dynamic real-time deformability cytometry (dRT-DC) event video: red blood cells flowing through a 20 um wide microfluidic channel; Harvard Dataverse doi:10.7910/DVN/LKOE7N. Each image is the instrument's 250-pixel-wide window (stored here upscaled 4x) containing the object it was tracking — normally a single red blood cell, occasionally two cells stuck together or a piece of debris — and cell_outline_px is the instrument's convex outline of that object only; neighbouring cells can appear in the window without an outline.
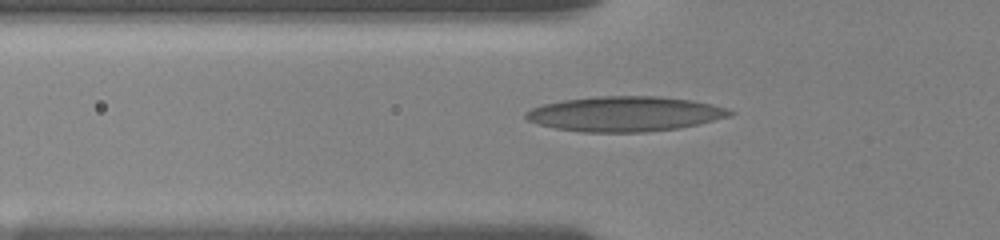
{"species": "human", "species_latin": "Homo sapiens", "temperature_condition": "room temperature", "stored_images_in_passage": 29, "camera_frame_rate_fps": 3000, "um_per_image_px": 0.085, "donor": {"sex": "female"}, "frame": {"image": 1, "passage_image": 4, "time_ms": 1.333, "image_size_px": [1000, 240], "cell_outline_px": [[736, 112], [728, 116], [700, 124], [680, 128], [644, 132], [580, 132], [556, 128], [536, 124], [528, 120], [524, 116], [524, 112], [532, 108], [544, 104], [564, 100], [596, 96], [660, 96], [692, 100], [712, 104]], "centroid_in_image_um": [53.1, 9.68], "position_along_channel_um": 72.7, "area_um2": 41.67}}
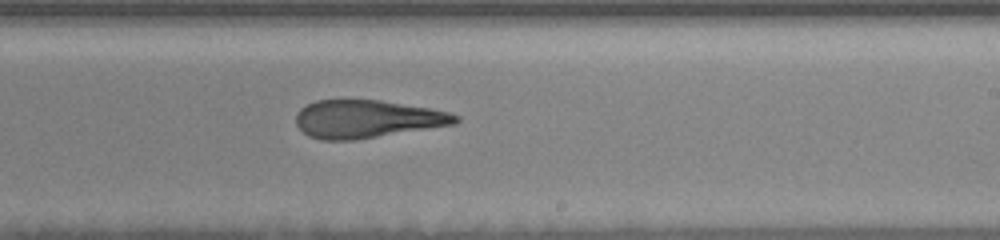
{"frame": {"image": 2, "passage_image": 13, "time_ms": 6.333, "image_size_px": [1000, 240], "cell_outline_px": [[460, 120], [456, 124], [356, 140], [320, 140], [308, 136], [296, 124], [296, 116], [300, 108], [316, 100], [380, 100], [428, 108], [448, 112], [460, 116]], "centroid_in_image_um": [31.19, 10.12], "position_along_channel_um": 257.8, "area_um2": 35.2}}
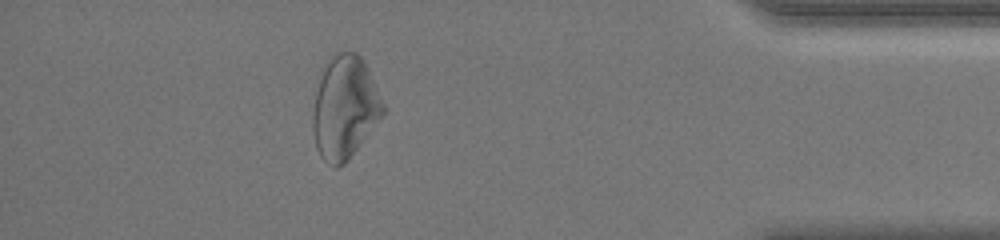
{"frame": {"image": 3, "passage_image": 25, "time_ms": 11.333, "image_size_px": [1000, 240], "cell_outline_px": [[384, 112], [348, 160], [344, 164], [336, 168], [332, 168], [320, 156], [316, 148], [312, 128], [312, 112], [320, 72], [328, 56], [332, 52], [356, 52], [364, 60], [384, 104]], "centroid_in_image_um": [29.25, 9.11], "position_along_channel_um": 405.9, "area_um2": 42.25}, "authors_computed_cell_mechanics": {"area_um2": 37.6278, "velocity_mm_per_s": 3.6934, "shape_relaxation_time_tau1_ms": null, "shape_relaxation_time_tau2_ms": 2.8814, "deformation_change_tau1": null, "deformation_change_tau2": 0.1336}}